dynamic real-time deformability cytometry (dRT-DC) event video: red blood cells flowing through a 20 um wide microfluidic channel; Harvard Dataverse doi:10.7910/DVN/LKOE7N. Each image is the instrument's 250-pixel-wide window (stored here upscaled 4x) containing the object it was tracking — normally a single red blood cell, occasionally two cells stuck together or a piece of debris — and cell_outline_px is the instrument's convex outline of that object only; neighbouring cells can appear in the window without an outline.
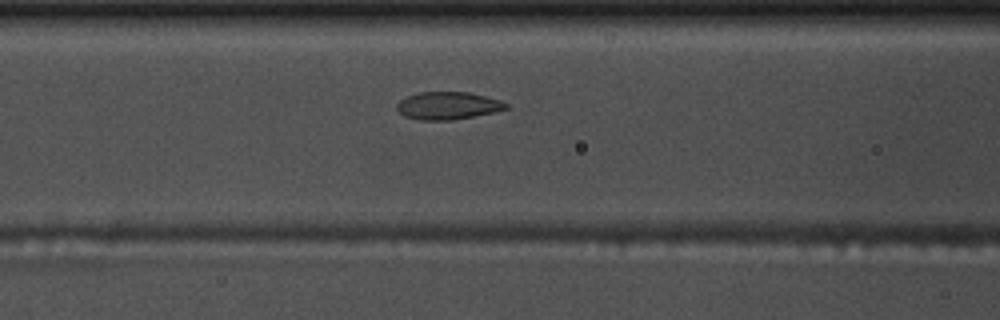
{"species": "common noctule bat (a hibernating species)", "species_latin": "Nyctalus noctula", "temperature_condition": "warm", "stored_images_in_passage": 16, "camera_frame_rate_fps": 3000, "um_per_image_px": 0.085, "animal": {"sex": "male", "body_mass_g": 17.5, "forearm_length_mm": 52.3}, "frame": {"image": 1, "passage_image": 14, "time_ms": 4.333, "image_size_px": [1000, 320], "cell_outline_px": [[508, 108], [492, 112], [452, 120], [420, 120], [404, 116], [396, 108], [396, 104], [400, 100], [408, 96], [420, 92], [468, 92], [500, 100], [508, 104]], "centroid_in_image_um": [38.04, 8.98], "position_along_channel_um": 128.6, "area_um2": 17.34}}